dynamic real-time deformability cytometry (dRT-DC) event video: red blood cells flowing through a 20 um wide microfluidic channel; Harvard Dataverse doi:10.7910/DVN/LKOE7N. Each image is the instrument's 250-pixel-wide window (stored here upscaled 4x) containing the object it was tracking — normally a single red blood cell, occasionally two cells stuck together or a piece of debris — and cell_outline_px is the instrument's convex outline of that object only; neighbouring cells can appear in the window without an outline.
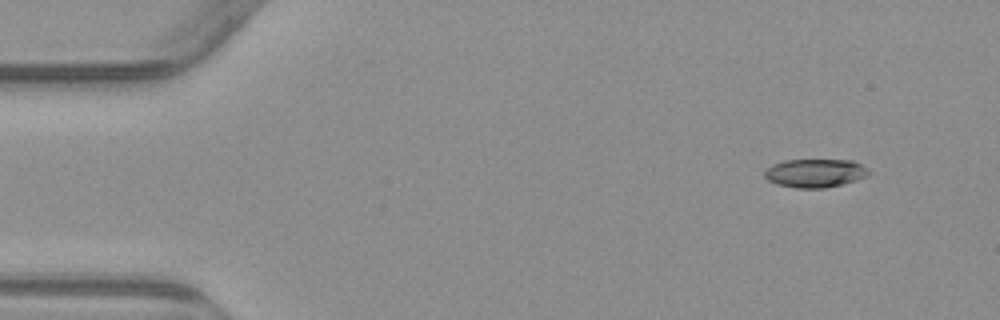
{"species": "common noctule bat (a hibernating species)", "species_latin": "Nyctalus noctula", "temperature_condition": "warm", "stored_images_in_passage": 5, "segment_of_instrument_passage": [1, 2], "camera_frame_rate_fps": 3000, "um_per_image_px": 0.085, "animal": {"sex": "male", "body_mass_g": 23.1, "forearm_length_mm": 52.7}, "frame": {"image": 1, "passage_image": 1, "time_ms": 0.0, "image_size_px": [1000, 320], "cell_outline_px": [[872, 172], [868, 176], [844, 184], [824, 188], [796, 188], [776, 184], [768, 180], [764, 176], [764, 172], [772, 164], [784, 160], [852, 160], [868, 168]], "centroid_in_image_um": [69.31, 14.71], "position_along_channel_um": 15.7, "area_um2": 17.46}}
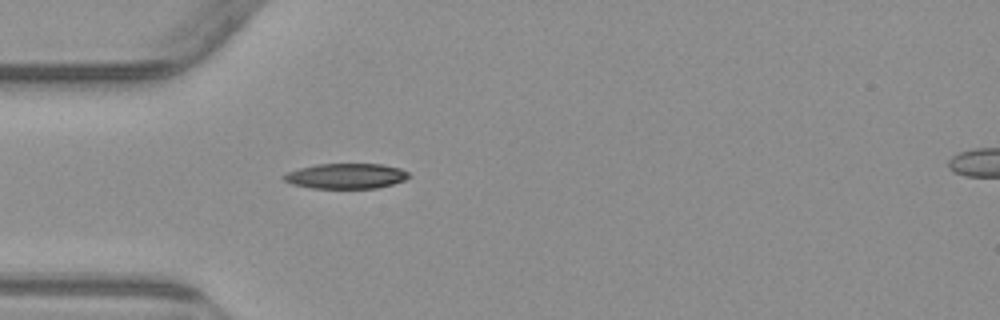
{"frame": {"image": 2, "passage_image": 4, "time_ms": 3.667, "image_size_px": [1000, 320], "cell_outline_px": [[412, 176], [404, 180], [392, 184], [376, 188], [312, 188], [292, 184], [284, 180], [280, 176], [288, 172], [300, 168], [316, 164], [380, 164], [400, 168], [408, 172]], "centroid_in_image_um": [29.41, 14.96], "position_along_channel_um": 55.6, "area_um2": 18.38}}